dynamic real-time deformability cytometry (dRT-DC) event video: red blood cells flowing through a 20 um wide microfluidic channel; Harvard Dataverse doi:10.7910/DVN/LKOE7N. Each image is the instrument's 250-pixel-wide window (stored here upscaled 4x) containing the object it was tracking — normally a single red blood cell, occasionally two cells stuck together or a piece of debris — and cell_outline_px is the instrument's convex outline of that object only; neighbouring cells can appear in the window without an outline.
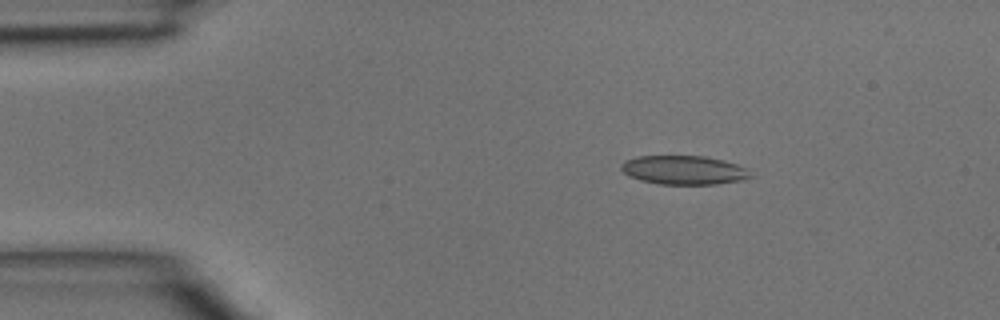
{"species": "common noctule bat (a hibernating species)", "species_latin": "Nyctalus noctula", "temperature_condition": "room temperature", "stored_images_in_passage": 3, "camera_frame_rate_fps": 3000, "um_per_image_px": 0.085, "animal": {"sex": "male", "body_mass_g": 15.6}, "frame": {"image": 1, "passage_image": 1, "time_ms": 0.0, "image_size_px": [1000, 320], "cell_outline_px": [[752, 176], [740, 180], [716, 184], [660, 184], [640, 180], [628, 176], [620, 168], [620, 164], [624, 160], [636, 156], [704, 156], [724, 160], [748, 168]], "centroid_in_image_um": [58.1, 14.45], "position_along_channel_um": 26.9, "area_um2": 21.85}}
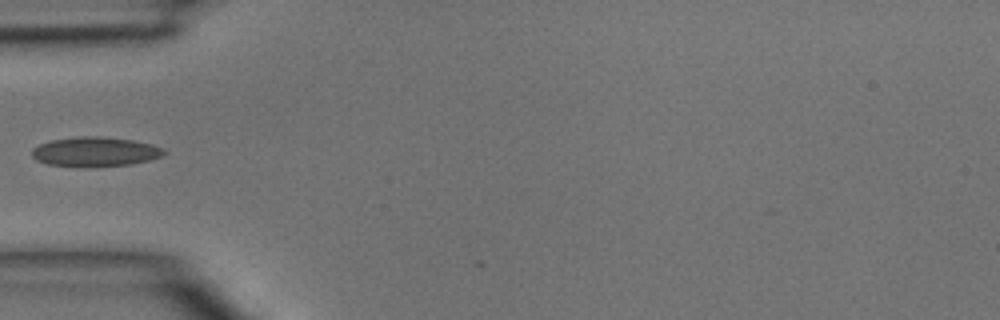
{"frame": {"image": 2, "passage_image": 3, "time_ms": 0.667, "image_size_px": [1000, 320], "cell_outline_px": [[168, 152], [164, 156], [148, 160], [128, 164], [96, 168], [80, 168], [48, 164], [36, 160], [32, 156], [32, 148], [40, 144], [52, 140], [80, 136], [100, 136], [132, 140], [152, 144], [164, 148]], "centroid_in_image_um": [8.1, 12.92], "position_along_channel_um": 76.9, "area_um2": 23.18}}